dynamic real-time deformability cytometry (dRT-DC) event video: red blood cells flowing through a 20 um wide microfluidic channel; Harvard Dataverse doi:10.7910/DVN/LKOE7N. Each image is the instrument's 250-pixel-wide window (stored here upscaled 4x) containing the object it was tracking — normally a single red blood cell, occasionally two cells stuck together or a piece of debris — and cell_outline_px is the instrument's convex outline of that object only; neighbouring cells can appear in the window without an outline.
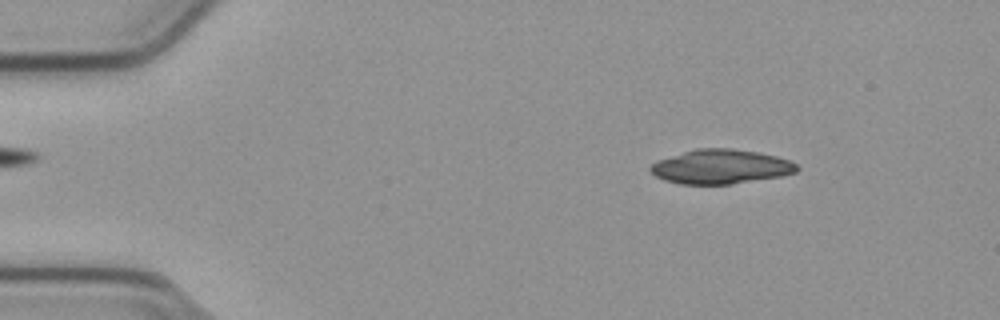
{"species": "common noctule bat (a hibernating species)", "species_latin": "Nyctalus noctula", "temperature_condition": "cold", "stored_images_in_passage": 53, "camera_frame_rate_fps": 3000, "um_per_image_px": 0.085, "animal": {"sex": "male", "body_mass_g": 23.1, "forearm_length_mm": 52.7}, "frame": {"image": 1, "passage_image": 7, "time_ms": 2.0, "image_size_px": [1000, 320], "cell_outline_px": [[800, 168], [796, 172], [780, 176], [732, 184], [680, 184], [664, 180], [656, 176], [648, 168], [656, 160], [696, 148], [732, 148], [756, 152], [776, 156], [788, 160], [796, 164]], "centroid_in_image_um": [61.24, 14.17], "position_along_channel_um": 23.8, "area_um2": 29.25}, "authors_computed_cell_mechanics": {"area_um2": 28.611, "velocity_mm_per_s": 3.8047, "shape_relaxation_time_tau1_ms": 2.9793, "shape_relaxation_time_tau2_ms": null, "deformation_change_tau1": 0.0938, "deformation_change_tau2": null}}